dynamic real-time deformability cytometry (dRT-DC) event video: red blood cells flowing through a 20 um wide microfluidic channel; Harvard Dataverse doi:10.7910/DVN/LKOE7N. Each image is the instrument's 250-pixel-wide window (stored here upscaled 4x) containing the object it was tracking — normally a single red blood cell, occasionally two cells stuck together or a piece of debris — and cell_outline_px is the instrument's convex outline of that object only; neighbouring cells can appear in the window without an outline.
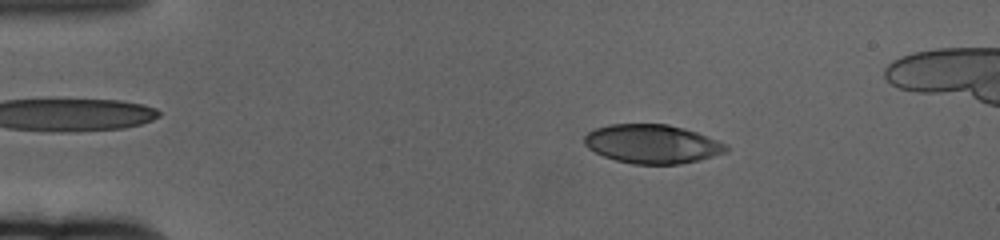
{"species": "human", "species_latin": "Homo sapiens", "temperature_condition": "cold", "stored_images_in_passage": 62, "camera_frame_rate_fps": 3000, "um_per_image_px": 0.085, "donor": {"sex": "female"}, "frame": {"image": 1, "passage_image": 12, "time_ms": 3.667, "image_size_px": [1000, 240], "cell_outline_px": [[728, 152], [700, 160], [680, 164], [632, 164], [616, 160], [604, 156], [588, 148], [584, 144], [584, 136], [588, 132], [596, 128], [612, 124], [668, 124], [684, 128], [696, 132], [716, 140], [724, 144], [728, 148]], "centroid_in_image_um": [55.43, 12.24], "position_along_channel_um": 29.6, "area_um2": 32.02}}
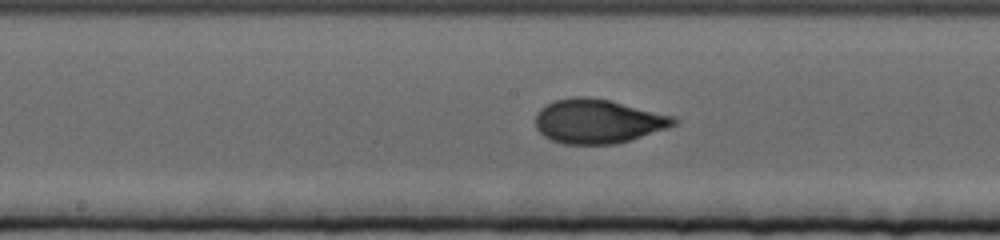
{"frame": {"image": 2, "passage_image": 33, "time_ms": 10.667, "image_size_px": [1000, 240], "cell_outline_px": [[680, 120], [676, 124], [668, 128], [616, 144], [564, 144], [552, 140], [544, 136], [536, 128], [536, 116], [540, 108], [556, 100], [572, 96], [584, 96], [612, 100], [676, 116]], "centroid_in_image_um": [50.86, 10.29], "position_along_channel_um": 197.3, "area_um2": 35.84}}
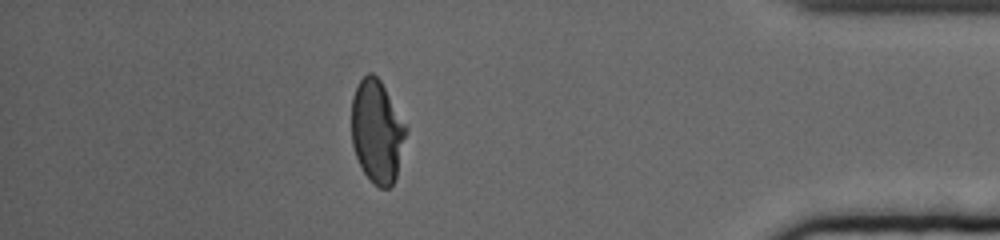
{"frame": {"image": 3, "passage_image": 55, "time_ms": 18.0, "image_size_px": [1000, 240], "cell_outline_px": [[408, 128], [396, 176], [392, 184], [388, 188], [380, 188], [364, 172], [356, 156], [352, 144], [352, 96], [360, 80], [368, 72], [372, 72], [380, 80]], "centroid_in_image_um": [32.05, 11.15], "position_along_channel_um": 403.2, "area_um2": 32.25}, "authors_computed_cell_mechanics": {"area_um2": 33.8419, "velocity_mm_per_s": 3.3212, "shape_relaxation_time_tau1_ms": 5.1874, "shape_relaxation_time_tau2_ms": null, "deformation_change_tau1": 0.2118, "deformation_change_tau2": null}}